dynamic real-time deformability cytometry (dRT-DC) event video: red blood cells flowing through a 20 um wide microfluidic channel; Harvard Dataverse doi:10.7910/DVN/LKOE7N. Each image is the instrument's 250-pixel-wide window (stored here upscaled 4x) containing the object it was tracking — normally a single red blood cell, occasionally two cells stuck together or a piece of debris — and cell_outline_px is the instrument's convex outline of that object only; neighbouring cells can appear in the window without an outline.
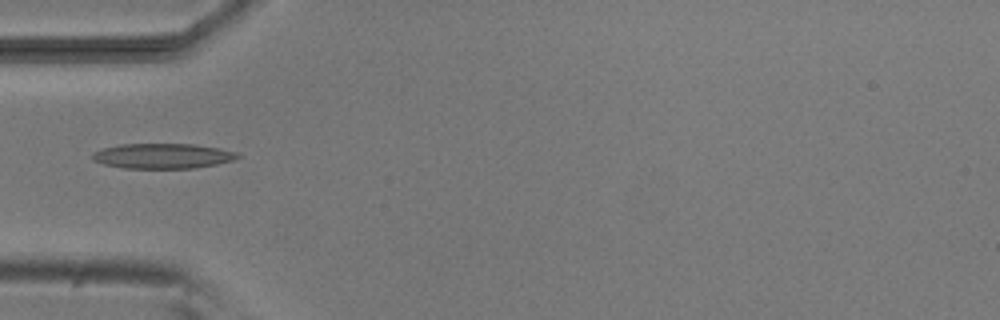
{"species": "common noctule bat (a hibernating species)", "species_latin": "Nyctalus noctula", "temperature_condition": "room temperature", "stored_images_in_passage": 2, "camera_frame_rate_fps": 3000, "um_per_image_px": 0.085, "animal": {"sex": "male", "body_mass_g": 20.5, "forearm_length_mm": 52.5}, "frame": {"image": 1, "passage_image": 2, "time_ms": 1.333, "image_size_px": [1000, 320], "cell_outline_px": [[240, 156], [232, 160], [216, 164], [196, 168], [124, 168], [104, 164], [92, 160], [92, 152], [104, 148], [120, 144], [192, 144], [220, 148], [236, 152]], "centroid_in_image_um": [13.8, 13.25], "position_along_channel_um": 71.2, "area_um2": 21.15}}